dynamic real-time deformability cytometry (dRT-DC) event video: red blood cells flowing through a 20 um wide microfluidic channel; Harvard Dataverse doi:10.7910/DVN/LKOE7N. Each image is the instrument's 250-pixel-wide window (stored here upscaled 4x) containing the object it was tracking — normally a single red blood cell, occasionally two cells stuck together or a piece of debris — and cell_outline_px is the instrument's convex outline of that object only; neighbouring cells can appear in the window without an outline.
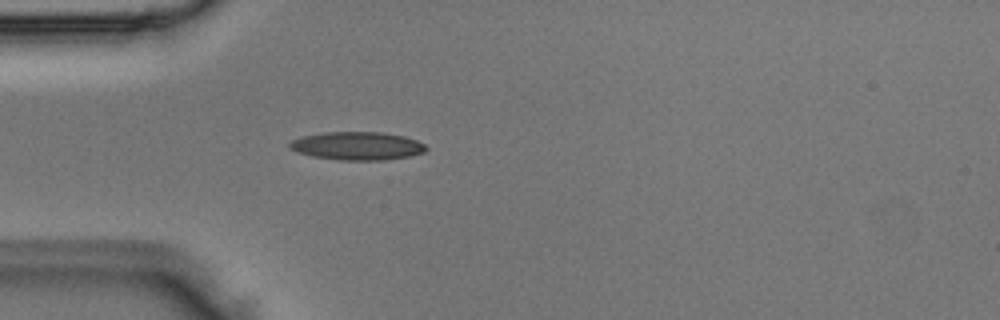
{"species": "Egyptian fruit bat (a non-hibernating species)", "species_latin": "Rousettus aegyptiacus", "temperature_condition": "room temperature", "stored_images_in_passage": 1, "camera_frame_rate_fps": 3000, "um_per_image_px": 0.085, "animal": {"sex": "male"}, "frame": {"image": 1, "passage_image": 1, "time_ms": 0.0, "image_size_px": [1000, 320], "cell_outline_px": [[428, 148], [424, 152], [408, 156], [380, 160], [340, 160], [312, 156], [296, 152], [288, 148], [288, 144], [292, 140], [300, 136], [324, 132], [384, 132], [404, 136], [416, 140], [424, 144]], "centroid_in_image_um": [30.32, 12.39], "position_along_channel_um": 54.7, "area_um2": 22.48}}